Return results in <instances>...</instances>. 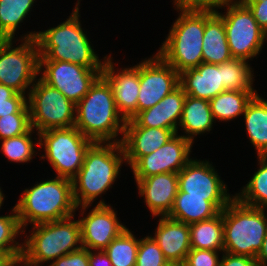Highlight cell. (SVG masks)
I'll return each mask as SVG.
<instances>
[{
    "label": "cell",
    "instance_id": "obj_1",
    "mask_svg": "<svg viewBox=\"0 0 267 266\" xmlns=\"http://www.w3.org/2000/svg\"><path fill=\"white\" fill-rule=\"evenodd\" d=\"M80 0H77L69 18L45 31L28 32L20 39H35L39 60L64 61L90 69H103L105 59H99L93 44L85 34L80 21Z\"/></svg>",
    "mask_w": 267,
    "mask_h": 266
},
{
    "label": "cell",
    "instance_id": "obj_2",
    "mask_svg": "<svg viewBox=\"0 0 267 266\" xmlns=\"http://www.w3.org/2000/svg\"><path fill=\"white\" fill-rule=\"evenodd\" d=\"M123 163L125 153L121 143L94 142L88 148L82 167L72 179L73 197L81 216L97 197L112 188Z\"/></svg>",
    "mask_w": 267,
    "mask_h": 266
},
{
    "label": "cell",
    "instance_id": "obj_3",
    "mask_svg": "<svg viewBox=\"0 0 267 266\" xmlns=\"http://www.w3.org/2000/svg\"><path fill=\"white\" fill-rule=\"evenodd\" d=\"M125 124L126 120L116 107L112 88L101 75L76 104L74 127L93 142L121 143Z\"/></svg>",
    "mask_w": 267,
    "mask_h": 266
},
{
    "label": "cell",
    "instance_id": "obj_4",
    "mask_svg": "<svg viewBox=\"0 0 267 266\" xmlns=\"http://www.w3.org/2000/svg\"><path fill=\"white\" fill-rule=\"evenodd\" d=\"M15 209L23 234L28 224L58 221L74 216L78 209L73 197L72 180L55 176L37 182L21 193Z\"/></svg>",
    "mask_w": 267,
    "mask_h": 266
},
{
    "label": "cell",
    "instance_id": "obj_5",
    "mask_svg": "<svg viewBox=\"0 0 267 266\" xmlns=\"http://www.w3.org/2000/svg\"><path fill=\"white\" fill-rule=\"evenodd\" d=\"M266 209L241 203L234 197L221 211L224 252L257 257L267 234Z\"/></svg>",
    "mask_w": 267,
    "mask_h": 266
},
{
    "label": "cell",
    "instance_id": "obj_6",
    "mask_svg": "<svg viewBox=\"0 0 267 266\" xmlns=\"http://www.w3.org/2000/svg\"><path fill=\"white\" fill-rule=\"evenodd\" d=\"M75 216L34 224L24 239L21 257L32 266L54 260L82 248L81 226Z\"/></svg>",
    "mask_w": 267,
    "mask_h": 266
},
{
    "label": "cell",
    "instance_id": "obj_7",
    "mask_svg": "<svg viewBox=\"0 0 267 266\" xmlns=\"http://www.w3.org/2000/svg\"><path fill=\"white\" fill-rule=\"evenodd\" d=\"M158 54L179 74L203 62L205 12L178 11Z\"/></svg>",
    "mask_w": 267,
    "mask_h": 266
},
{
    "label": "cell",
    "instance_id": "obj_8",
    "mask_svg": "<svg viewBox=\"0 0 267 266\" xmlns=\"http://www.w3.org/2000/svg\"><path fill=\"white\" fill-rule=\"evenodd\" d=\"M35 145L44 149L39 158L50 162L56 176L72 180L84 163L88 148L94 143L76 127L49 129L36 134Z\"/></svg>",
    "mask_w": 267,
    "mask_h": 266
},
{
    "label": "cell",
    "instance_id": "obj_9",
    "mask_svg": "<svg viewBox=\"0 0 267 266\" xmlns=\"http://www.w3.org/2000/svg\"><path fill=\"white\" fill-rule=\"evenodd\" d=\"M27 97L31 127L37 134L74 126L76 104L58 89L37 78Z\"/></svg>",
    "mask_w": 267,
    "mask_h": 266
},
{
    "label": "cell",
    "instance_id": "obj_10",
    "mask_svg": "<svg viewBox=\"0 0 267 266\" xmlns=\"http://www.w3.org/2000/svg\"><path fill=\"white\" fill-rule=\"evenodd\" d=\"M223 9H227L224 14H217L223 19L231 56L249 62L260 54L267 34L241 0H230Z\"/></svg>",
    "mask_w": 267,
    "mask_h": 266
},
{
    "label": "cell",
    "instance_id": "obj_11",
    "mask_svg": "<svg viewBox=\"0 0 267 266\" xmlns=\"http://www.w3.org/2000/svg\"><path fill=\"white\" fill-rule=\"evenodd\" d=\"M20 41L21 44L14 47L15 40H0V83L28 96L39 77L38 46L35 39Z\"/></svg>",
    "mask_w": 267,
    "mask_h": 266
},
{
    "label": "cell",
    "instance_id": "obj_12",
    "mask_svg": "<svg viewBox=\"0 0 267 266\" xmlns=\"http://www.w3.org/2000/svg\"><path fill=\"white\" fill-rule=\"evenodd\" d=\"M102 70L64 61L39 60L38 76L77 104L102 75Z\"/></svg>",
    "mask_w": 267,
    "mask_h": 266
},
{
    "label": "cell",
    "instance_id": "obj_13",
    "mask_svg": "<svg viewBox=\"0 0 267 266\" xmlns=\"http://www.w3.org/2000/svg\"><path fill=\"white\" fill-rule=\"evenodd\" d=\"M140 89L137 114L153 107L179 85V73L157 52L139 62Z\"/></svg>",
    "mask_w": 267,
    "mask_h": 266
},
{
    "label": "cell",
    "instance_id": "obj_14",
    "mask_svg": "<svg viewBox=\"0 0 267 266\" xmlns=\"http://www.w3.org/2000/svg\"><path fill=\"white\" fill-rule=\"evenodd\" d=\"M193 143L176 134L167 143L151 154L140 157L130 168L134 179L160 173H178L191 161Z\"/></svg>",
    "mask_w": 267,
    "mask_h": 266
},
{
    "label": "cell",
    "instance_id": "obj_15",
    "mask_svg": "<svg viewBox=\"0 0 267 266\" xmlns=\"http://www.w3.org/2000/svg\"><path fill=\"white\" fill-rule=\"evenodd\" d=\"M97 203L86 216L79 217L82 247L88 250H104L127 228L111 204L107 205L103 199Z\"/></svg>",
    "mask_w": 267,
    "mask_h": 266
},
{
    "label": "cell",
    "instance_id": "obj_16",
    "mask_svg": "<svg viewBox=\"0 0 267 266\" xmlns=\"http://www.w3.org/2000/svg\"><path fill=\"white\" fill-rule=\"evenodd\" d=\"M218 174L212 162L193 158L178 172V189L186 196L235 197Z\"/></svg>",
    "mask_w": 267,
    "mask_h": 266
},
{
    "label": "cell",
    "instance_id": "obj_17",
    "mask_svg": "<svg viewBox=\"0 0 267 266\" xmlns=\"http://www.w3.org/2000/svg\"><path fill=\"white\" fill-rule=\"evenodd\" d=\"M112 53L107 56L103 65L102 76L110 84L116 107L121 116L127 121L137 115V101L140 89L139 63L132 67L115 70L111 60ZM121 70V71H120Z\"/></svg>",
    "mask_w": 267,
    "mask_h": 266
},
{
    "label": "cell",
    "instance_id": "obj_18",
    "mask_svg": "<svg viewBox=\"0 0 267 266\" xmlns=\"http://www.w3.org/2000/svg\"><path fill=\"white\" fill-rule=\"evenodd\" d=\"M176 134L171 129L141 127L133 119L127 120L121 141L125 164L132 166L140 157L156 151Z\"/></svg>",
    "mask_w": 267,
    "mask_h": 266
},
{
    "label": "cell",
    "instance_id": "obj_19",
    "mask_svg": "<svg viewBox=\"0 0 267 266\" xmlns=\"http://www.w3.org/2000/svg\"><path fill=\"white\" fill-rule=\"evenodd\" d=\"M135 182L152 216H168L178 192V173H160Z\"/></svg>",
    "mask_w": 267,
    "mask_h": 266
},
{
    "label": "cell",
    "instance_id": "obj_20",
    "mask_svg": "<svg viewBox=\"0 0 267 266\" xmlns=\"http://www.w3.org/2000/svg\"><path fill=\"white\" fill-rule=\"evenodd\" d=\"M158 226L151 237L156 241L169 263H181L191 250L189 224L160 216Z\"/></svg>",
    "mask_w": 267,
    "mask_h": 266
},
{
    "label": "cell",
    "instance_id": "obj_21",
    "mask_svg": "<svg viewBox=\"0 0 267 266\" xmlns=\"http://www.w3.org/2000/svg\"><path fill=\"white\" fill-rule=\"evenodd\" d=\"M179 85L190 97L210 101L225 91L222 83V64L202 62L196 68L179 74Z\"/></svg>",
    "mask_w": 267,
    "mask_h": 266
},
{
    "label": "cell",
    "instance_id": "obj_22",
    "mask_svg": "<svg viewBox=\"0 0 267 266\" xmlns=\"http://www.w3.org/2000/svg\"><path fill=\"white\" fill-rule=\"evenodd\" d=\"M234 197L186 196L178 189L168 217L185 224L210 219L222 211Z\"/></svg>",
    "mask_w": 267,
    "mask_h": 266
},
{
    "label": "cell",
    "instance_id": "obj_23",
    "mask_svg": "<svg viewBox=\"0 0 267 266\" xmlns=\"http://www.w3.org/2000/svg\"><path fill=\"white\" fill-rule=\"evenodd\" d=\"M186 94L179 86L153 107L140 111L133 120L141 127L171 129L177 133Z\"/></svg>",
    "mask_w": 267,
    "mask_h": 266
},
{
    "label": "cell",
    "instance_id": "obj_24",
    "mask_svg": "<svg viewBox=\"0 0 267 266\" xmlns=\"http://www.w3.org/2000/svg\"><path fill=\"white\" fill-rule=\"evenodd\" d=\"M203 62L222 64L231 60L223 19L217 13L205 12V30L202 44Z\"/></svg>",
    "mask_w": 267,
    "mask_h": 266
},
{
    "label": "cell",
    "instance_id": "obj_25",
    "mask_svg": "<svg viewBox=\"0 0 267 266\" xmlns=\"http://www.w3.org/2000/svg\"><path fill=\"white\" fill-rule=\"evenodd\" d=\"M215 120L213 118L210 103L205 99L193 98L186 95L180 123L177 128L182 129L185 139L194 144V138L197 135L210 132Z\"/></svg>",
    "mask_w": 267,
    "mask_h": 266
},
{
    "label": "cell",
    "instance_id": "obj_26",
    "mask_svg": "<svg viewBox=\"0 0 267 266\" xmlns=\"http://www.w3.org/2000/svg\"><path fill=\"white\" fill-rule=\"evenodd\" d=\"M243 115L249 141L257 156H267V100L257 93Z\"/></svg>",
    "mask_w": 267,
    "mask_h": 266
},
{
    "label": "cell",
    "instance_id": "obj_27",
    "mask_svg": "<svg viewBox=\"0 0 267 266\" xmlns=\"http://www.w3.org/2000/svg\"><path fill=\"white\" fill-rule=\"evenodd\" d=\"M191 249L224 250L221 211L214 217L189 224Z\"/></svg>",
    "mask_w": 267,
    "mask_h": 266
},
{
    "label": "cell",
    "instance_id": "obj_28",
    "mask_svg": "<svg viewBox=\"0 0 267 266\" xmlns=\"http://www.w3.org/2000/svg\"><path fill=\"white\" fill-rule=\"evenodd\" d=\"M257 94V91L225 90L212 98L209 103L213 118L219 121H231L243 116L246 106Z\"/></svg>",
    "mask_w": 267,
    "mask_h": 266
},
{
    "label": "cell",
    "instance_id": "obj_29",
    "mask_svg": "<svg viewBox=\"0 0 267 266\" xmlns=\"http://www.w3.org/2000/svg\"><path fill=\"white\" fill-rule=\"evenodd\" d=\"M36 0H0V38L15 39V33ZM20 24V25H19Z\"/></svg>",
    "mask_w": 267,
    "mask_h": 266
},
{
    "label": "cell",
    "instance_id": "obj_30",
    "mask_svg": "<svg viewBox=\"0 0 267 266\" xmlns=\"http://www.w3.org/2000/svg\"><path fill=\"white\" fill-rule=\"evenodd\" d=\"M259 169L235 197L243 204L267 210V156H257Z\"/></svg>",
    "mask_w": 267,
    "mask_h": 266
},
{
    "label": "cell",
    "instance_id": "obj_31",
    "mask_svg": "<svg viewBox=\"0 0 267 266\" xmlns=\"http://www.w3.org/2000/svg\"><path fill=\"white\" fill-rule=\"evenodd\" d=\"M247 60L232 58L222 63V83L225 90L257 91L254 90V70ZM254 79V80H253Z\"/></svg>",
    "mask_w": 267,
    "mask_h": 266
},
{
    "label": "cell",
    "instance_id": "obj_32",
    "mask_svg": "<svg viewBox=\"0 0 267 266\" xmlns=\"http://www.w3.org/2000/svg\"><path fill=\"white\" fill-rule=\"evenodd\" d=\"M126 228L104 249L112 266H135L139 239Z\"/></svg>",
    "mask_w": 267,
    "mask_h": 266
},
{
    "label": "cell",
    "instance_id": "obj_33",
    "mask_svg": "<svg viewBox=\"0 0 267 266\" xmlns=\"http://www.w3.org/2000/svg\"><path fill=\"white\" fill-rule=\"evenodd\" d=\"M35 130L31 128L27 133L1 140L0 150L9 162L28 163L36 156L32 135Z\"/></svg>",
    "mask_w": 267,
    "mask_h": 266
},
{
    "label": "cell",
    "instance_id": "obj_34",
    "mask_svg": "<svg viewBox=\"0 0 267 266\" xmlns=\"http://www.w3.org/2000/svg\"><path fill=\"white\" fill-rule=\"evenodd\" d=\"M11 210L10 214L0 216V249L8 250L15 258H20L23 244L16 239L23 235V229L15 206Z\"/></svg>",
    "mask_w": 267,
    "mask_h": 266
},
{
    "label": "cell",
    "instance_id": "obj_35",
    "mask_svg": "<svg viewBox=\"0 0 267 266\" xmlns=\"http://www.w3.org/2000/svg\"><path fill=\"white\" fill-rule=\"evenodd\" d=\"M168 263L159 245L151 236L139 239L135 266H166Z\"/></svg>",
    "mask_w": 267,
    "mask_h": 266
},
{
    "label": "cell",
    "instance_id": "obj_36",
    "mask_svg": "<svg viewBox=\"0 0 267 266\" xmlns=\"http://www.w3.org/2000/svg\"><path fill=\"white\" fill-rule=\"evenodd\" d=\"M31 128L30 114H8L0 117V140L25 134Z\"/></svg>",
    "mask_w": 267,
    "mask_h": 266
},
{
    "label": "cell",
    "instance_id": "obj_37",
    "mask_svg": "<svg viewBox=\"0 0 267 266\" xmlns=\"http://www.w3.org/2000/svg\"><path fill=\"white\" fill-rule=\"evenodd\" d=\"M230 0H173L177 11L218 13ZM218 10V11H217Z\"/></svg>",
    "mask_w": 267,
    "mask_h": 266
},
{
    "label": "cell",
    "instance_id": "obj_38",
    "mask_svg": "<svg viewBox=\"0 0 267 266\" xmlns=\"http://www.w3.org/2000/svg\"><path fill=\"white\" fill-rule=\"evenodd\" d=\"M220 252L207 249H191L185 262L190 266H219Z\"/></svg>",
    "mask_w": 267,
    "mask_h": 266
},
{
    "label": "cell",
    "instance_id": "obj_39",
    "mask_svg": "<svg viewBox=\"0 0 267 266\" xmlns=\"http://www.w3.org/2000/svg\"><path fill=\"white\" fill-rule=\"evenodd\" d=\"M48 266H89V250L82 247L54 260Z\"/></svg>",
    "mask_w": 267,
    "mask_h": 266
},
{
    "label": "cell",
    "instance_id": "obj_40",
    "mask_svg": "<svg viewBox=\"0 0 267 266\" xmlns=\"http://www.w3.org/2000/svg\"><path fill=\"white\" fill-rule=\"evenodd\" d=\"M8 114H29L26 95L17 92L9 103L0 104V117Z\"/></svg>",
    "mask_w": 267,
    "mask_h": 266
},
{
    "label": "cell",
    "instance_id": "obj_41",
    "mask_svg": "<svg viewBox=\"0 0 267 266\" xmlns=\"http://www.w3.org/2000/svg\"><path fill=\"white\" fill-rule=\"evenodd\" d=\"M251 11L259 27L267 34V0H241Z\"/></svg>",
    "mask_w": 267,
    "mask_h": 266
},
{
    "label": "cell",
    "instance_id": "obj_42",
    "mask_svg": "<svg viewBox=\"0 0 267 266\" xmlns=\"http://www.w3.org/2000/svg\"><path fill=\"white\" fill-rule=\"evenodd\" d=\"M219 266H258L255 258L222 252Z\"/></svg>",
    "mask_w": 267,
    "mask_h": 266
},
{
    "label": "cell",
    "instance_id": "obj_43",
    "mask_svg": "<svg viewBox=\"0 0 267 266\" xmlns=\"http://www.w3.org/2000/svg\"><path fill=\"white\" fill-rule=\"evenodd\" d=\"M89 266H112V264L104 250H89Z\"/></svg>",
    "mask_w": 267,
    "mask_h": 266
},
{
    "label": "cell",
    "instance_id": "obj_44",
    "mask_svg": "<svg viewBox=\"0 0 267 266\" xmlns=\"http://www.w3.org/2000/svg\"><path fill=\"white\" fill-rule=\"evenodd\" d=\"M16 93L17 91H15L13 88L0 83V104L9 103V99L12 98Z\"/></svg>",
    "mask_w": 267,
    "mask_h": 266
},
{
    "label": "cell",
    "instance_id": "obj_45",
    "mask_svg": "<svg viewBox=\"0 0 267 266\" xmlns=\"http://www.w3.org/2000/svg\"><path fill=\"white\" fill-rule=\"evenodd\" d=\"M258 266H267V234L263 240V246L256 257Z\"/></svg>",
    "mask_w": 267,
    "mask_h": 266
},
{
    "label": "cell",
    "instance_id": "obj_46",
    "mask_svg": "<svg viewBox=\"0 0 267 266\" xmlns=\"http://www.w3.org/2000/svg\"><path fill=\"white\" fill-rule=\"evenodd\" d=\"M15 257L5 249H0V266H8Z\"/></svg>",
    "mask_w": 267,
    "mask_h": 266
},
{
    "label": "cell",
    "instance_id": "obj_47",
    "mask_svg": "<svg viewBox=\"0 0 267 266\" xmlns=\"http://www.w3.org/2000/svg\"><path fill=\"white\" fill-rule=\"evenodd\" d=\"M8 266H32V265L26 262L22 257H20V258H15Z\"/></svg>",
    "mask_w": 267,
    "mask_h": 266
},
{
    "label": "cell",
    "instance_id": "obj_48",
    "mask_svg": "<svg viewBox=\"0 0 267 266\" xmlns=\"http://www.w3.org/2000/svg\"><path fill=\"white\" fill-rule=\"evenodd\" d=\"M4 199H5V196L0 187V209L2 208L1 206L3 205Z\"/></svg>",
    "mask_w": 267,
    "mask_h": 266
},
{
    "label": "cell",
    "instance_id": "obj_49",
    "mask_svg": "<svg viewBox=\"0 0 267 266\" xmlns=\"http://www.w3.org/2000/svg\"><path fill=\"white\" fill-rule=\"evenodd\" d=\"M166 266H180V263H168Z\"/></svg>",
    "mask_w": 267,
    "mask_h": 266
},
{
    "label": "cell",
    "instance_id": "obj_50",
    "mask_svg": "<svg viewBox=\"0 0 267 266\" xmlns=\"http://www.w3.org/2000/svg\"><path fill=\"white\" fill-rule=\"evenodd\" d=\"M180 266H190V265H188L185 261H183L180 263Z\"/></svg>",
    "mask_w": 267,
    "mask_h": 266
}]
</instances>
